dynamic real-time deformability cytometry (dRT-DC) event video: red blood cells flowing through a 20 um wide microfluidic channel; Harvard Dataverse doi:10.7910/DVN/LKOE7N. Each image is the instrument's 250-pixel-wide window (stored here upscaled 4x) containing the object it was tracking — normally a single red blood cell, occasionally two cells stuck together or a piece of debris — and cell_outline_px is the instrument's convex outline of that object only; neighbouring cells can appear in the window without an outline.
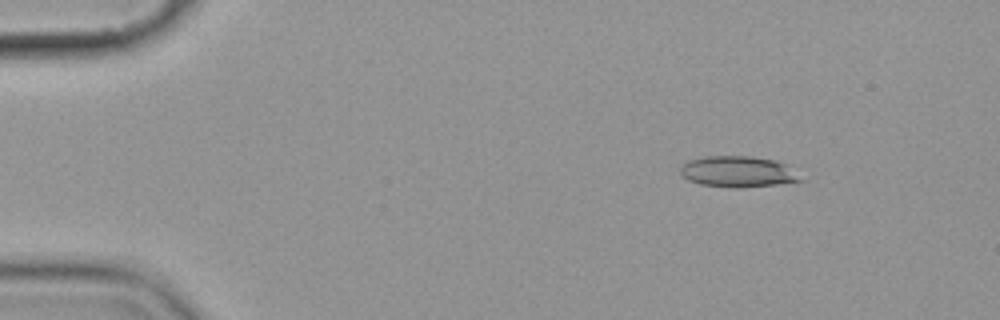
{"species": "common noctule bat (a hibernating species)", "species_latin": "Nyctalus noctula", "temperature_condition": "cold", "stored_images_in_passage": 11, "camera_frame_rate_fps": 3000, "um_per_image_px": 0.085, "animal": {"sex": "female", "body_mass_g": 19.9}, "frame": {"image": 1, "passage_image": 2, "time_ms": 2.333, "image_size_px": [1000, 320], "cell_outline_px": [[804, 180], [776, 184], [700, 184], [688, 180], [680, 172], [680, 168], [684, 164], [692, 160], [704, 156], [752, 156], [772, 160], [784, 164]], "centroid_in_image_um": [62.68, 14.53], "position_along_channel_um": 22.3, "area_um2": 20.11}}
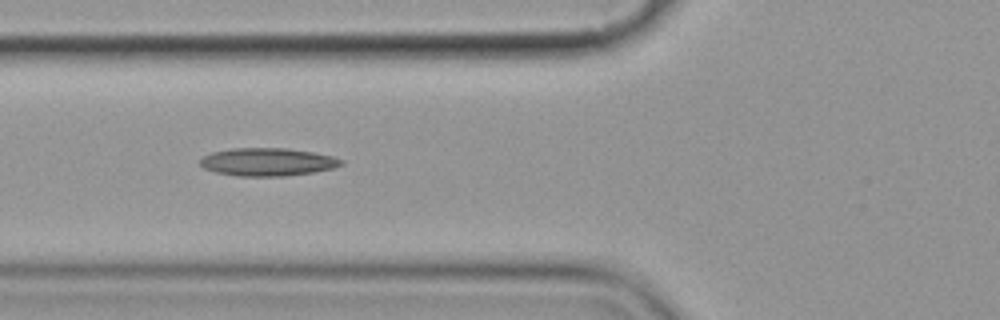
{"frame": {"image": 2, "passage_image": 6, "time_ms": 7.0, "image_size_px": [1000, 320], "cell_outline_px": [[344, 164], [332, 168], [312, 172], [284, 176], [236, 176], [216, 172], [204, 168], [200, 164], [200, 160], [204, 156], [212, 152], [232, 148], [288, 148], [312, 152], [332, 156], [344, 160]], "centroid_in_image_um": [22.74, 13.76], "position_along_channel_um": 103.1, "area_um2": 22.89}}
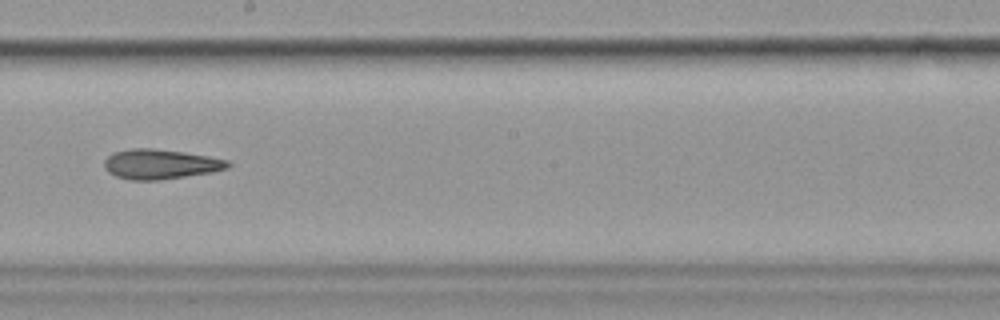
{"frame": {"image": 3, "passage_image": 9, "time_ms": 10.667, "image_size_px": [1000, 320], "cell_outline_px": [[232, 164], [228, 168], [212, 172], [160, 180], [132, 180], [116, 176], [108, 172], [104, 168], [104, 160], [112, 152], [132, 148], [152, 148], [184, 152], [208, 156], [228, 160]], "centroid_in_image_um": [13.62, 13.95], "position_along_channel_um": 234.6, "area_um2": 21.56}}